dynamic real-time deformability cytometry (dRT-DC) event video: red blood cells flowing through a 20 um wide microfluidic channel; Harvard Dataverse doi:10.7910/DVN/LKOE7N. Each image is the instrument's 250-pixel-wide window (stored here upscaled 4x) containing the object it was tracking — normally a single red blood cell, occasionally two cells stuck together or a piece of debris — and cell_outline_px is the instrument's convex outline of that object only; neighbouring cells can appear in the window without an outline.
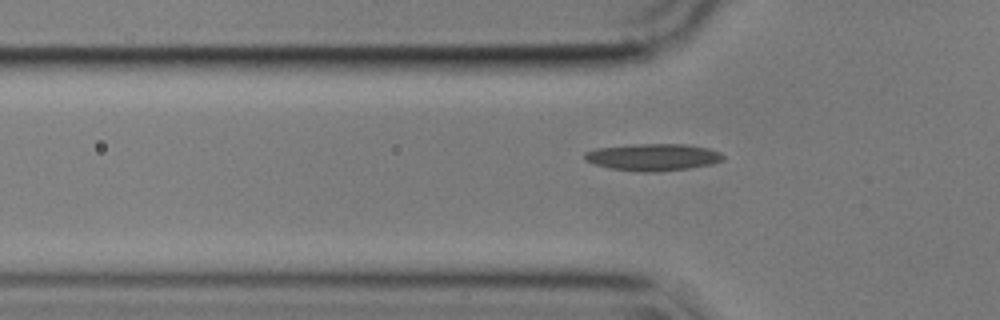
{"species": "common noctule bat (a hibernating species)", "species_latin": "Nyctalus noctula", "temperature_condition": "cold", "stored_images_in_passage": 38, "camera_frame_rate_fps": 3000, "um_per_image_px": 0.085, "animal": {"sex": "male", "body_mass_g": 17.9}, "frame": {"image": 1, "passage_image": 3, "time_ms": 0.667, "image_size_px": [1000, 320], "cell_outline_px": [[724, 160], [712, 164], [688, 168], [648, 172], [644, 172], [612, 168], [596, 164], [584, 160], [584, 152], [596, 148], [636, 144], [688, 144], [708, 148], [720, 152], [724, 156]], "centroid_in_image_um": [55.52, 13.34], "position_along_channel_um": 70.3, "area_um2": 21.62}}
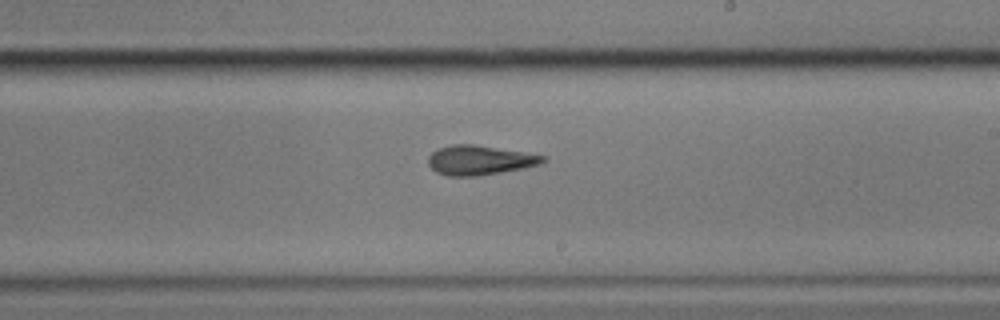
{"frame": {"image": 2, "passage_image": 18, "time_ms": 5.667, "image_size_px": [1000, 320], "cell_outline_px": [[548, 160], [544, 164], [524, 168], [476, 176], [448, 176], [436, 172], [428, 164], [428, 156], [432, 152], [440, 148], [452, 144], [472, 144], [524, 152], [548, 156]], "centroid_in_image_um": [40.82, 13.61], "position_along_channel_um": 248.2, "area_um2": 19.83}}
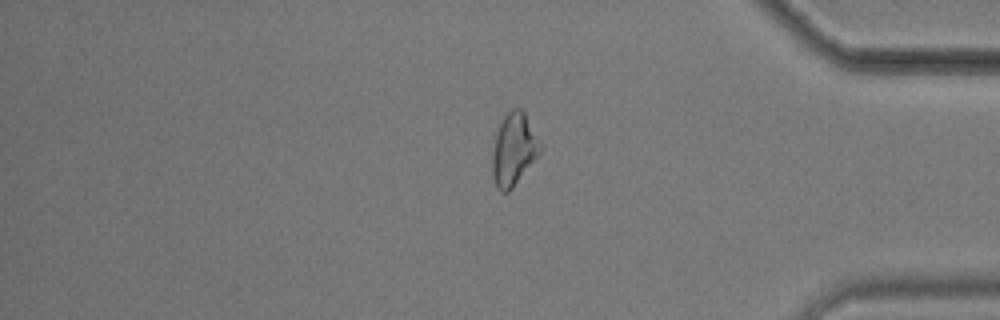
{"frame": {"image": 3, "passage_image": 32, "time_ms": 10.333, "image_size_px": [1000, 320], "cell_outline_px": [[540, 152], [512, 188], [508, 192], [500, 192], [496, 188], [492, 176], [492, 148], [496, 132], [504, 116], [512, 108], [520, 108], [524, 112], [540, 148]], "centroid_in_image_um": [43.59, 12.73], "position_along_channel_um": 391.6, "area_um2": 19.59}, "authors_computed_cell_mechanics": {"area_um2": 19.9121, "velocity_mm_per_s": 3.5702, "shape_relaxation_time_tau1_ms": 4.5887, "shape_relaxation_time_tau2_ms": 3.5546, "deformation_change_tau1": 0.1466, "deformation_change_tau2": 0.1025}}